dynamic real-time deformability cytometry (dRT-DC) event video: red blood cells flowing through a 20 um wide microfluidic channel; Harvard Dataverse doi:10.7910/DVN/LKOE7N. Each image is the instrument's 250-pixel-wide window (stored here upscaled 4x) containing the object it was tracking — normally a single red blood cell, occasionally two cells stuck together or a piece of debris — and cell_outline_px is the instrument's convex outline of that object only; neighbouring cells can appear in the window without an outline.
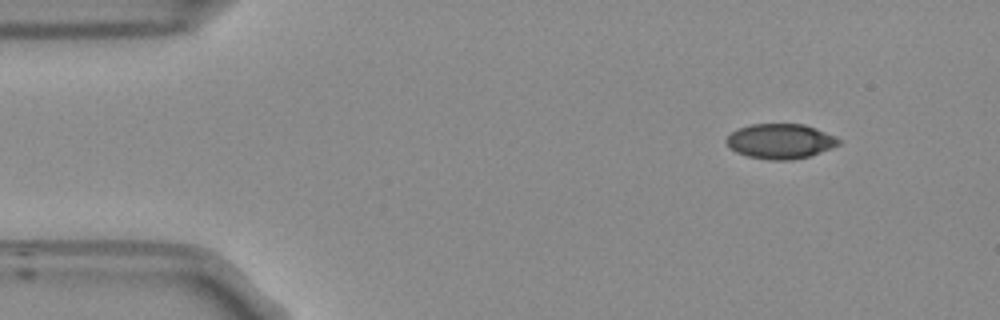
{"species": "Egyptian fruit bat (a non-hibernating species)", "species_latin": "Rousettus aegyptiacus", "temperature_condition": "room temperature", "stored_images_in_passage": 49, "camera_frame_rate_fps": 3000, "um_per_image_px": 0.085, "frame": {"image": 1, "passage_image": 1, "time_ms": 0.0, "image_size_px": [1000, 320], "cell_outline_px": [[840, 144], [832, 148], [808, 156], [788, 160], [772, 160], [748, 156], [736, 152], [724, 140], [736, 128], [752, 124], [804, 124], [816, 128], [836, 136], [840, 140]], "centroid_in_image_um": [66.34, 11.99], "position_along_channel_um": 18.7, "area_um2": 22.77}}
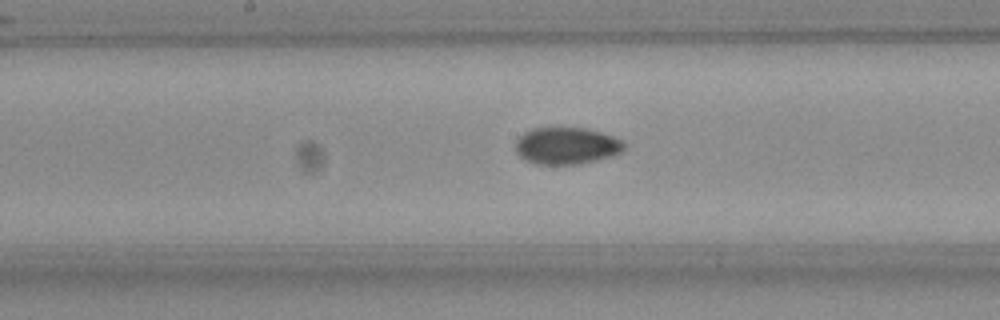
{"frame": {"image": 2, "passage_image": 22, "time_ms": 7.0, "image_size_px": [1000, 320], "cell_outline_px": [[624, 148], [620, 152], [612, 156], [596, 160], [576, 164], [536, 164], [520, 156], [516, 152], [516, 140], [524, 132], [532, 128], [588, 128], [612, 136], [620, 140], [624, 144]], "centroid_in_image_um": [48.14, 12.38], "position_along_channel_um": 200.1, "area_um2": 23.12}}
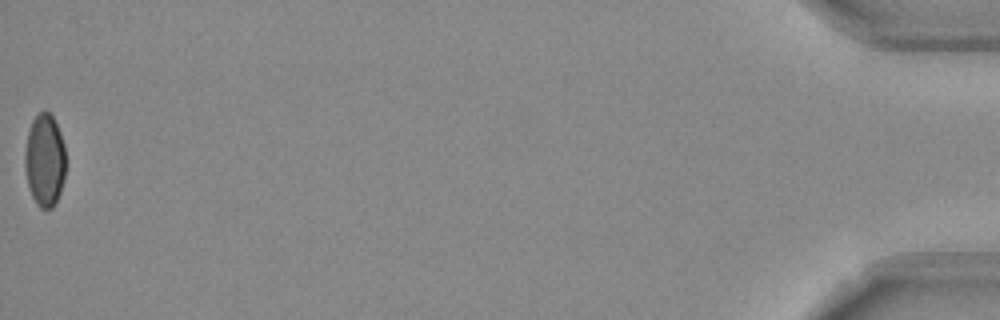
{"frame": {"image": 3, "passage_image": 49, "time_ms": 16.0, "image_size_px": [1000, 320], "cell_outline_px": [[64, 176], [60, 192], [52, 208], [40, 208], [36, 204], [32, 196], [28, 184], [24, 164], [24, 152], [28, 132], [32, 120], [44, 108], [52, 116], [60, 132], [64, 144]], "centroid_in_image_um": [3.78, 13.6], "position_along_channel_um": 431.4, "area_um2": 21.91}}